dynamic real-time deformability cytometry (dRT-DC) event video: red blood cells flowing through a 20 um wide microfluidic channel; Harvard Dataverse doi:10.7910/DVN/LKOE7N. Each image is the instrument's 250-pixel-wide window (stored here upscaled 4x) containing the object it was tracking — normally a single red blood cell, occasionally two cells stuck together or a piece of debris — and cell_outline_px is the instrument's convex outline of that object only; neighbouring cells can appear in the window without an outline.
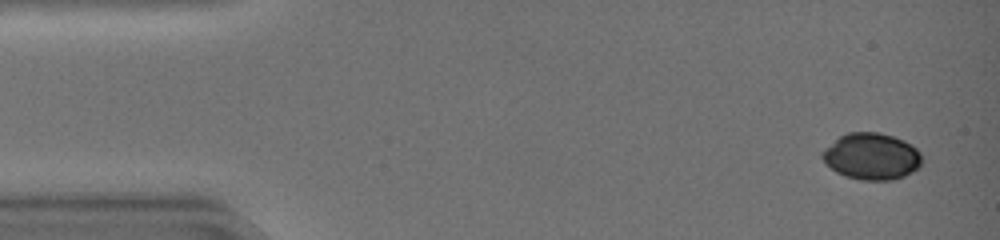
{"species": "common noctule bat (a hibernating species)", "species_latin": "Nyctalus noctula", "temperature_condition": "warm", "stored_images_in_passage": 46, "camera_frame_rate_fps": 3000, "um_per_image_px": 0.085, "animal": {"sex": "female", "body_mass_g": 19.0, "forearm_length_mm": 51.5}, "frame": {"image": 1, "passage_image": 3, "time_ms": 0.667, "image_size_px": [1000, 240], "cell_outline_px": [[920, 168], [904, 176], [892, 180], [860, 180], [844, 176], [836, 172], [824, 164], [820, 156], [840, 136], [848, 132], [876, 132], [892, 136], [904, 140], [916, 148], [920, 152]], "centroid_in_image_um": [74.09, 13.31], "position_along_channel_um": 10.9, "area_um2": 26.93}}
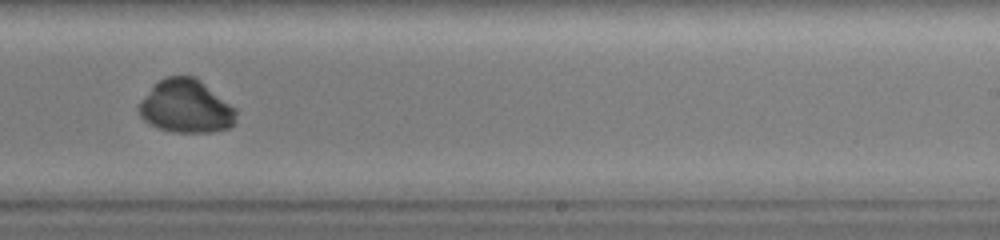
{"frame": {"image": 2, "passage_image": 30, "time_ms": 9.667, "image_size_px": [1000, 240], "cell_outline_px": [[236, 124], [228, 128], [212, 132], [172, 132], [160, 128], [144, 120], [140, 116], [136, 108], [140, 100], [156, 80], [164, 76], [196, 76], [236, 108]], "centroid_in_image_um": [15.8, 9.02], "position_along_channel_um": 273.2, "area_um2": 30.63}}
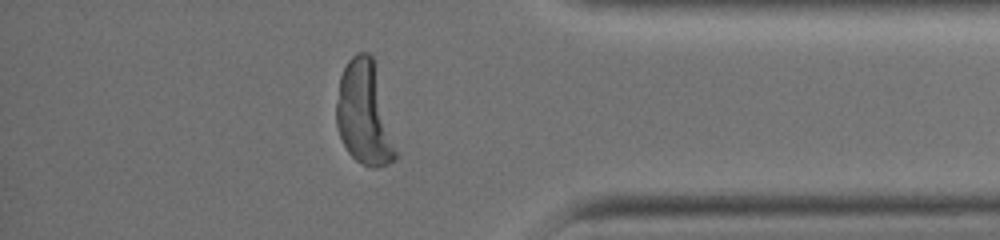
{"frame": {"image": 3, "passage_image": 40, "time_ms": 13.0, "image_size_px": [1000, 240], "cell_outline_px": [[396, 156], [388, 164], [376, 168], [372, 168], [356, 160], [348, 152], [340, 136], [336, 124], [336, 104], [340, 76], [348, 60], [356, 52], [368, 52], [372, 56], [396, 152]], "centroid_in_image_um": [30.91, 9.65], "position_along_channel_um": 404.3, "area_um2": 34.68}}